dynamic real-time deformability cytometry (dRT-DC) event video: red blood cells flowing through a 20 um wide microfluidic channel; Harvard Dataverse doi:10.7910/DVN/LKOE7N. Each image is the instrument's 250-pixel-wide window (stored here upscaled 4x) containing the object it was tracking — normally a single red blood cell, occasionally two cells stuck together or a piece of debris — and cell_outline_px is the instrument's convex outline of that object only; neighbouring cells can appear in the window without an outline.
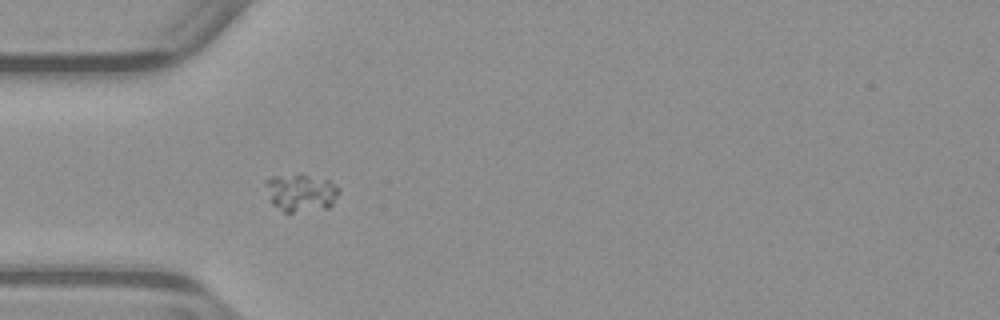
{"species": "common noctule bat (a hibernating species)", "species_latin": "Nyctalus noctula", "temperature_condition": "warm", "stored_images_in_passage": 38, "camera_frame_rate_fps": 3000, "um_per_image_px": 0.085, "animal": {"sex": "male", "body_mass_g": 23.1, "forearm_length_mm": 52.7}, "frame": {"image": 1, "passage_image": 1, "time_ms": 0.0, "image_size_px": [1000, 320], "cell_outline_px": [[340, 192], [332, 204], [328, 208], [292, 212], [284, 212], [272, 204], [264, 184], [264, 180], [272, 176], [300, 172], [328, 180], [336, 184], [340, 188]], "centroid_in_image_um": [25.57, 16.33], "position_along_channel_um": 59.4, "area_um2": 16.53}}
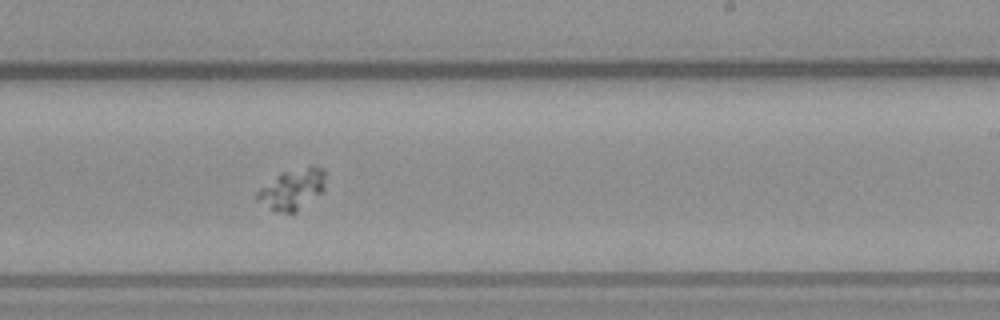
{"frame": {"image": 2, "passage_image": 17, "time_ms": 5.333, "image_size_px": [1000, 320], "cell_outline_px": [[324, 188], [320, 192], [296, 212], [276, 212], [256, 200], [256, 192], [260, 188], [280, 172], [308, 164], [312, 164], [324, 168]], "centroid_in_image_um": [24.83, 16.03], "position_along_channel_um": 264.2, "area_um2": 16.3}}
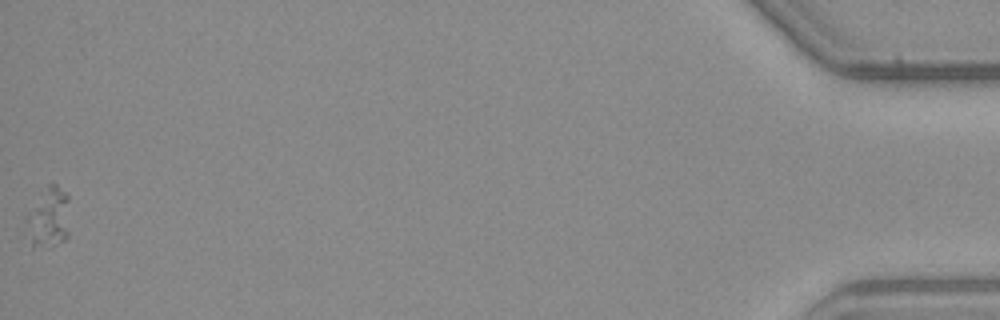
{"frame": {"image": 3, "passage_image": 38, "time_ms": 12.333, "image_size_px": [1000, 320], "cell_outline_px": [[68, 236], [64, 240], [32, 248], [24, 216], [40, 192], [48, 184], [56, 184], [68, 196]], "centroid_in_image_um": [4.09, 18.44], "position_along_channel_um": 431.1, "area_um2": 15.14}}